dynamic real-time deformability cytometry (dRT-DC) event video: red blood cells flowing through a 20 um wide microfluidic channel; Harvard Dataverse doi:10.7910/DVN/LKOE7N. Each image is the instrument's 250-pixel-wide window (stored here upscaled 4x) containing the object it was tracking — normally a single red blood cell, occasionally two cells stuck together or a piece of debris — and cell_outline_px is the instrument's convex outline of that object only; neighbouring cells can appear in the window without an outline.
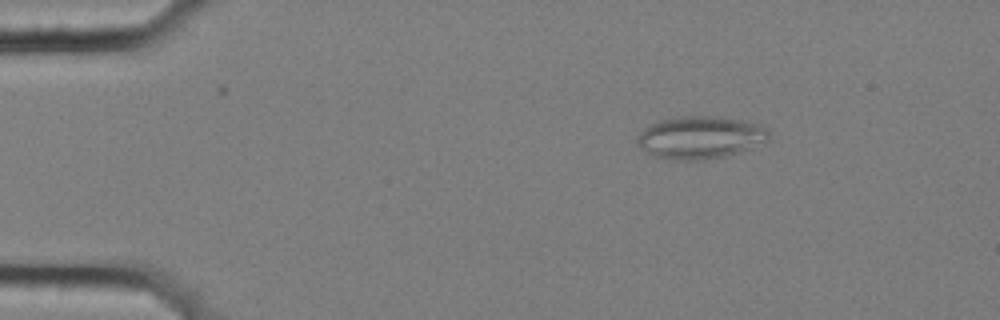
{"species": "common noctule bat (a hibernating species)", "species_latin": "Nyctalus noctula", "temperature_condition": "cold", "stored_images_in_passage": 57, "camera_frame_rate_fps": 3000, "um_per_image_px": 0.085, "animal": {"sex": "female", "body_mass_g": 25.1}, "frame": {"image": 1, "passage_image": 9, "time_ms": 2.667, "image_size_px": [1000, 320], "cell_outline_px": [[768, 140], [764, 144], [724, 156], [692, 160], [656, 156], [640, 148], [636, 144], [636, 136], [644, 128], [660, 120], [680, 116], [716, 116], [740, 120], [760, 124], [768, 132]], "centroid_in_image_um": [59.52, 11.66], "position_along_channel_um": 25.5, "area_um2": 32.19}}
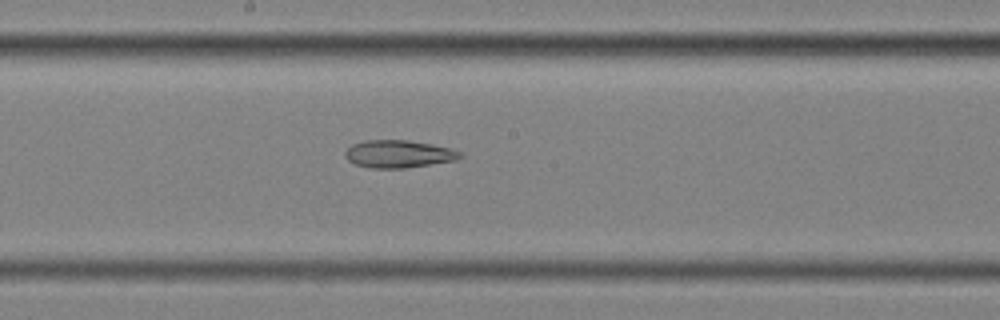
{"frame": {"image": 2, "passage_image": 31, "time_ms": 10.0, "image_size_px": [1000, 320], "cell_outline_px": [[464, 156], [456, 160], [404, 168], [372, 168], [356, 164], [348, 160], [344, 156], [344, 152], [352, 144], [364, 140], [408, 140], [432, 144], [448, 148], [460, 152]], "centroid_in_image_um": [33.85, 13.08], "position_along_channel_um": 214.3, "area_um2": 18.38}}
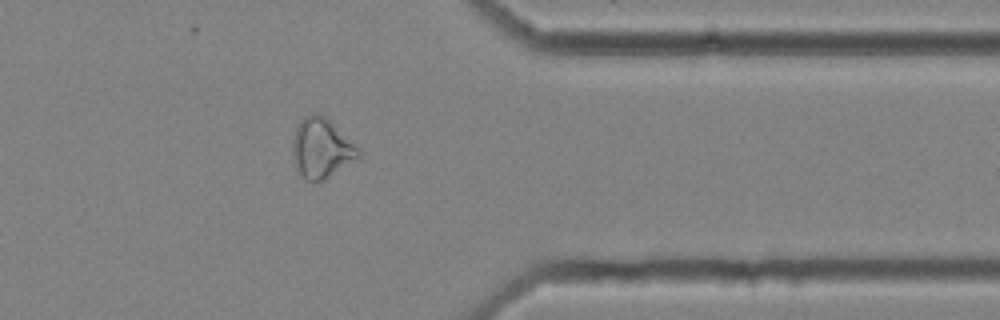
{"frame": {"image": 3, "passage_image": 46, "time_ms": 15.0, "image_size_px": [1000, 320], "cell_outline_px": [[360, 156], [324, 180], [308, 180], [296, 168], [292, 152], [292, 140], [296, 128], [300, 120], [304, 116], [312, 112], [320, 112], [356, 144], [360, 148]], "centroid_in_image_um": [27.31, 12.55], "position_along_channel_um": 384.1, "area_um2": 22.77}}